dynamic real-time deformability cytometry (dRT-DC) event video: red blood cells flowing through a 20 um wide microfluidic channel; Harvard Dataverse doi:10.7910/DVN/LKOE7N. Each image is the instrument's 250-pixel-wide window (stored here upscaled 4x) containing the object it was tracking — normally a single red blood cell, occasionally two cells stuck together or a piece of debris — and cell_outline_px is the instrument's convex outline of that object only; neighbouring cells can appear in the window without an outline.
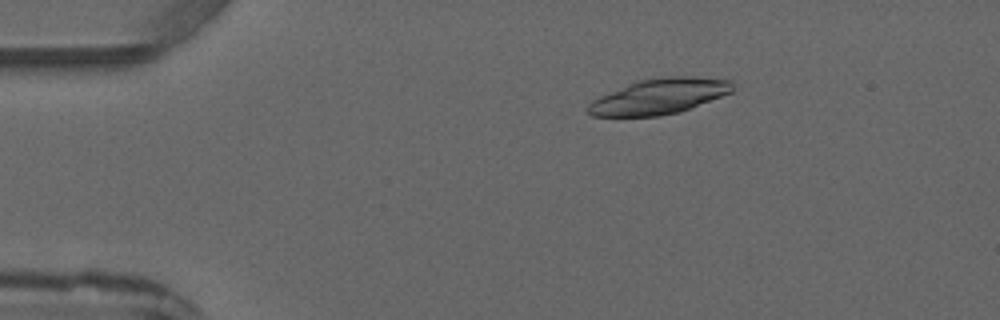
{"species": "common noctule bat (a hibernating species)", "species_latin": "Nyctalus noctula", "temperature_condition": "warm", "stored_images_in_passage": 2, "camera_frame_rate_fps": 3000, "um_per_image_px": 0.085, "animal": {"sex": "male", "forearm_length_mm": 52.5}, "frame": {"image": 1, "passage_image": 1, "time_ms": 0.0, "image_size_px": [1000, 320], "cell_outline_px": [[732, 92], [680, 112], [660, 116], [592, 116], [584, 112], [584, 108], [592, 100], [600, 96], [628, 84], [640, 80], [668, 76], [692, 76], [728, 80], [732, 84]], "centroid_in_image_um": [55.97, 8.21], "position_along_channel_um": 29.0, "area_um2": 29.77}}